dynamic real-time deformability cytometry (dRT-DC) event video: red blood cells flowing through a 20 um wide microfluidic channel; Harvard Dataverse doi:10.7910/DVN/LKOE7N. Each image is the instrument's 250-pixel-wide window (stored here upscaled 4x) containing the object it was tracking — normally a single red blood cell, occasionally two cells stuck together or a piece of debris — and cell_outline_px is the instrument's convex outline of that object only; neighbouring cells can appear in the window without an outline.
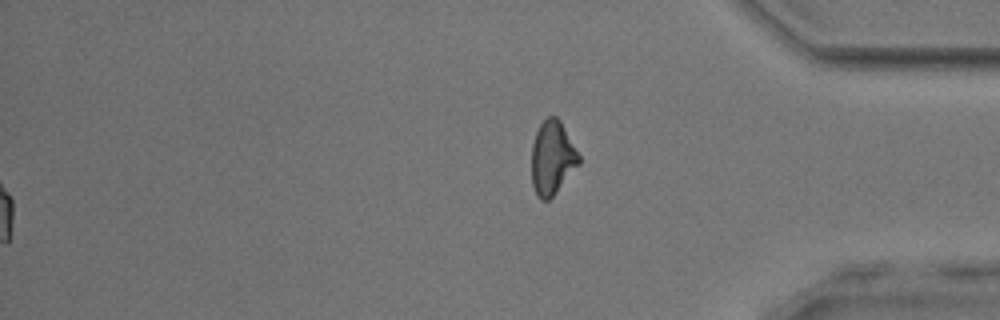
{"species": "common noctule bat (a hibernating species)", "species_latin": "Nyctalus noctula", "temperature_condition": "room temperature", "stored_images_in_passage": 53, "segment_of_instrument_passage": [2, 2], "camera_frame_rate_fps": 3000, "um_per_image_px": 0.085, "animal": {"sex": "male", "body_mass_g": 17.9, "forearm_length_mm": 54.2}, "frame": {"image": 1, "passage_image": 53, "time_ms": 17.333, "image_size_px": [1000, 320], "cell_outline_px": [[580, 164], [552, 196], [548, 200], [540, 200], [536, 196], [532, 184], [532, 144], [536, 132], [540, 124], [548, 116], [556, 116], [560, 120], [580, 156]], "centroid_in_image_um": [46.93, 13.42], "position_along_channel_um": 388.3, "area_um2": 20.23}}